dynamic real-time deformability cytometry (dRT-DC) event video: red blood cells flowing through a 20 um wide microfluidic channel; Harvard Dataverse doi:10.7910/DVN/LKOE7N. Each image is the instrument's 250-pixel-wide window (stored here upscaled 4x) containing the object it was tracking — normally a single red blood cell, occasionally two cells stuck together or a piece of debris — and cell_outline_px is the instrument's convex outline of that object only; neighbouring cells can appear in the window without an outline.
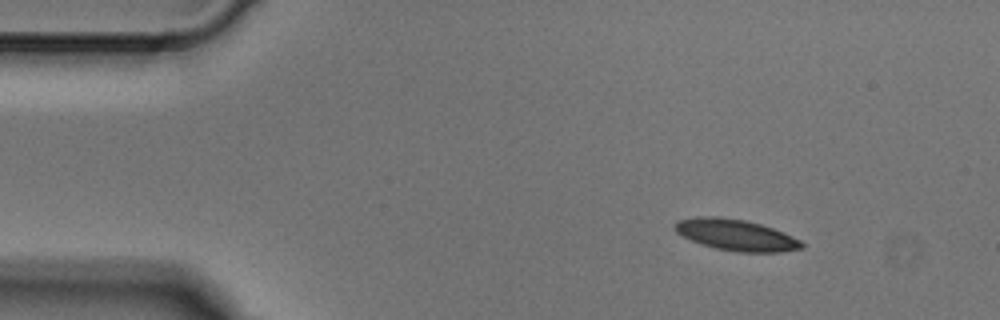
{"species": "Egyptian fruit bat (a non-hibernating species)", "species_latin": "Rousettus aegyptiacus", "temperature_condition": "cold", "stored_images_in_passage": 3, "camera_frame_rate_fps": 3000, "um_per_image_px": 0.085, "animal": {"sex": "male"}, "frame": {"image": 1, "passage_image": 1, "time_ms": 0.0, "image_size_px": [1000, 320], "cell_outline_px": [[804, 248], [780, 252], [740, 252], [716, 248], [692, 240], [676, 232], [672, 228], [676, 220], [696, 216], [716, 216], [744, 220], [760, 224], [784, 232], [800, 240], [804, 244]], "centroid_in_image_um": [62.55, 19.96], "position_along_channel_um": 22.5, "area_um2": 23.0}}
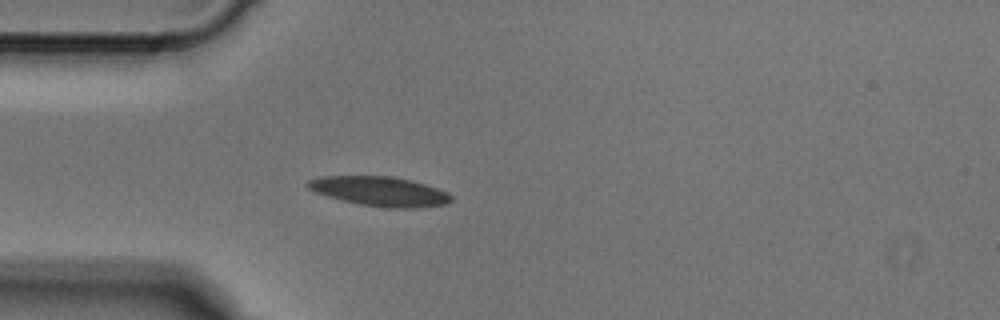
{"frame": {"image": 2, "passage_image": 3, "time_ms": 0.667, "image_size_px": [1000, 320], "cell_outline_px": [[452, 200], [448, 204], [416, 208], [392, 208], [360, 204], [328, 196], [316, 192], [308, 188], [304, 184], [308, 180], [320, 176], [392, 176], [412, 180], [448, 192], [452, 196]], "centroid_in_image_um": [32.3, 16.25], "position_along_channel_um": 52.7, "area_um2": 24.62}}